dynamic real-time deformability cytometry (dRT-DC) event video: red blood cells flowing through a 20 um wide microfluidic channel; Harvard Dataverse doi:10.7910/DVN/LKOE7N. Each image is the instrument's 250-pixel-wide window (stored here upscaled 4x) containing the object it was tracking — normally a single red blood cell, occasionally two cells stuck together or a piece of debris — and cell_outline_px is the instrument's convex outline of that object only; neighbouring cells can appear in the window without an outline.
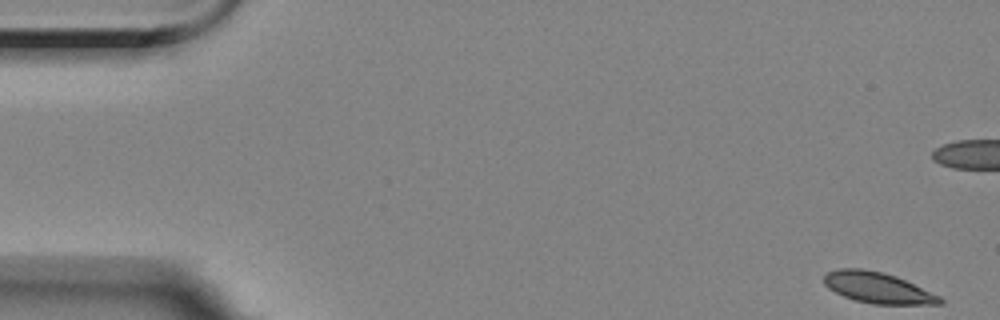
{"species": "Egyptian fruit bat (a non-hibernating species)", "species_latin": "Rousettus aegyptiacus", "temperature_condition": "room temperature", "stored_images_in_passage": 6, "camera_frame_rate_fps": 3000, "um_per_image_px": 0.085, "animal": {"sex": "female"}, "frame": {"image": 1, "passage_image": 1, "time_ms": 0.0, "image_size_px": [1000, 320], "cell_outline_px": [[944, 304], [872, 304], [856, 300], [844, 296], [828, 288], [824, 284], [824, 272], [836, 268], [860, 268], [884, 272], [896, 276], [940, 296], [944, 300]], "centroid_in_image_um": [74.58, 24.44], "position_along_channel_um": 10.4, "area_um2": 20.92}}
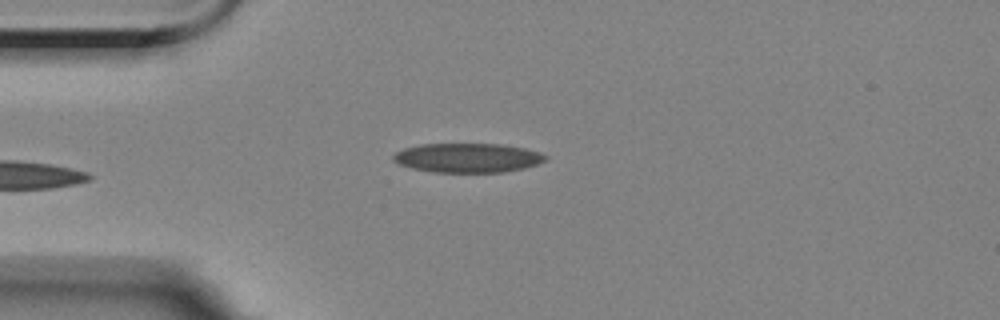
{"frame": {"image": 2, "passage_image": 6, "time_ms": 5.667, "image_size_px": [1000, 320], "cell_outline_px": [[548, 156], [544, 160], [536, 164], [524, 168], [504, 172], [432, 172], [412, 168], [400, 164], [392, 160], [392, 156], [396, 152], [404, 148], [420, 144], [500, 144], [524, 148], [540, 152]], "centroid_in_image_um": [39.73, 13.41], "position_along_channel_um": 45.3, "area_um2": 25.89}}